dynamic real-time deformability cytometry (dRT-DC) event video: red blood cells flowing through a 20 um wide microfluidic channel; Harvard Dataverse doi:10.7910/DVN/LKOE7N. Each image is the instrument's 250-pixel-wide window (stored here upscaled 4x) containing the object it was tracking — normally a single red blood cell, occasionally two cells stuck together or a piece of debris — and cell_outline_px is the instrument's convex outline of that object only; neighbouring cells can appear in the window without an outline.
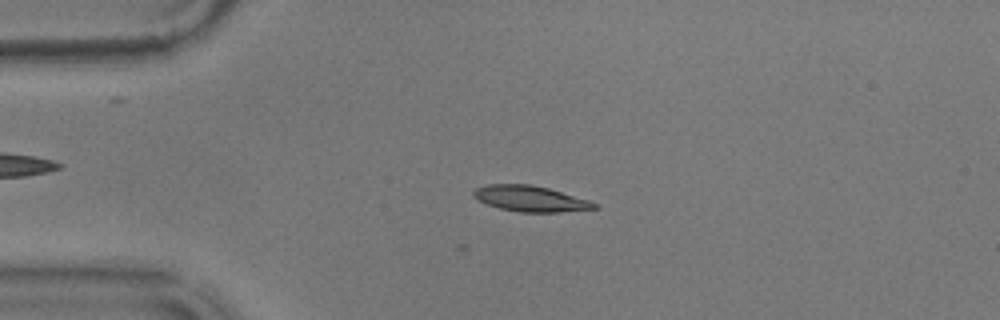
{"species": "common noctule bat (a hibernating species)", "species_latin": "Nyctalus noctula", "temperature_condition": "warm", "stored_images_in_passage": 5, "camera_frame_rate_fps": 3000, "um_per_image_px": 0.085, "animal": {"sex": "male", "body_mass_g": 17.9}, "frame": {"image": 1, "passage_image": 2, "time_ms": 0.333, "image_size_px": [1000, 320], "cell_outline_px": [[600, 208], [560, 212], [520, 212], [500, 208], [476, 200], [472, 196], [472, 192], [476, 188], [488, 184], [532, 184], [548, 188], [588, 200], [596, 204]], "centroid_in_image_um": [45.05, 16.88], "position_along_channel_um": 40.0, "area_um2": 18.09}}